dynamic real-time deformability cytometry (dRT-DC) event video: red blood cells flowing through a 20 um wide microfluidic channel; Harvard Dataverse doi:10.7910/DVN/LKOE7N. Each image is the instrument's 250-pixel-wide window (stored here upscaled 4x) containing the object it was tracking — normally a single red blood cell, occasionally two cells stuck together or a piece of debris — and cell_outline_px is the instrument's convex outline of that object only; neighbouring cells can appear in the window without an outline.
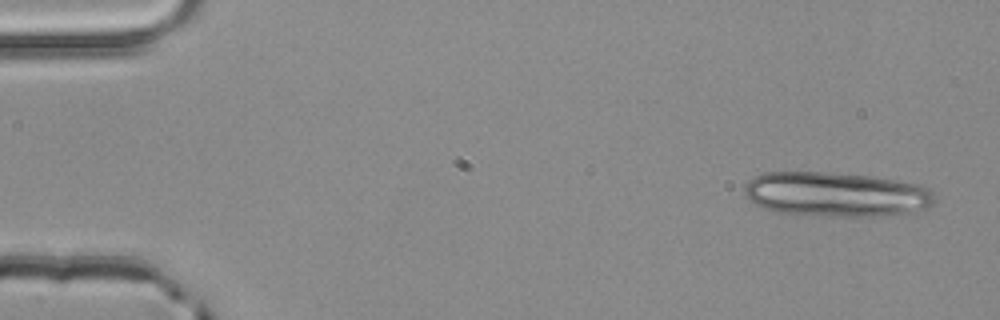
{"species": "common noctule bat (a hibernating species)", "species_latin": "Nyctalus noctula", "temperature_condition": "room temperature", "stored_images_in_passage": 5, "camera_frame_rate_fps": 3000, "um_per_image_px": 0.085, "animal": {"sex": "male", "body_mass_g": 20.4}, "frame": {"image": 1, "passage_image": 1, "time_ms": 0.0, "image_size_px": [1000, 320], "cell_outline_px": [[936, 200], [928, 208], [916, 212], [884, 216], [812, 216], [776, 212], [764, 208], [756, 204], [744, 196], [744, 188], [748, 180], [764, 172], [828, 172], [876, 176], [920, 184], [928, 188], [936, 196]], "centroid_in_image_um": [71.11, 16.52], "position_along_channel_um": 13.9, "area_um2": 50.34}}